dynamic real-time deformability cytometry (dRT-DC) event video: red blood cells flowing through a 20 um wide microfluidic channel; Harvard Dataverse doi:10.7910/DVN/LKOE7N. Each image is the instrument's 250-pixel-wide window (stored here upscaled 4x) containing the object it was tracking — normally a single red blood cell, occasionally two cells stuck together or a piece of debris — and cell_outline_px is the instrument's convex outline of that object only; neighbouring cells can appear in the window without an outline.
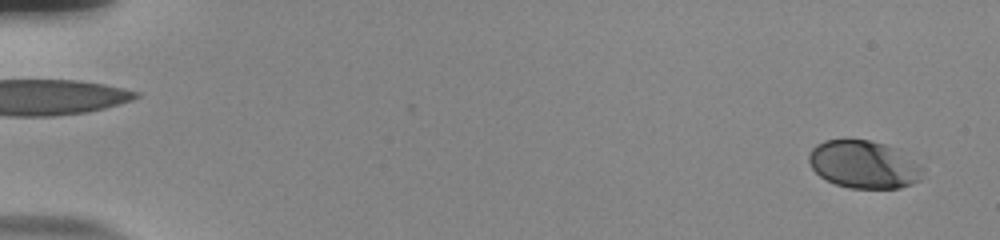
{"species": "human", "species_latin": "Homo sapiens", "temperature_condition": "room temperature", "stored_images_in_passage": 56, "camera_frame_rate_fps": 3000, "um_per_image_px": 0.085, "donor": {"sex": "male"}, "frame": {"image": 1, "passage_image": 3, "time_ms": 0.667, "image_size_px": [1000, 240], "cell_outline_px": [[916, 180], [900, 188], [852, 188], [836, 184], [820, 176], [812, 168], [808, 160], [808, 156], [812, 148], [816, 144], [824, 140], [868, 140], [884, 144], [892, 148]], "centroid_in_image_um": [73.05, 13.97], "position_along_channel_um": 11.9, "area_um2": 28.84}}
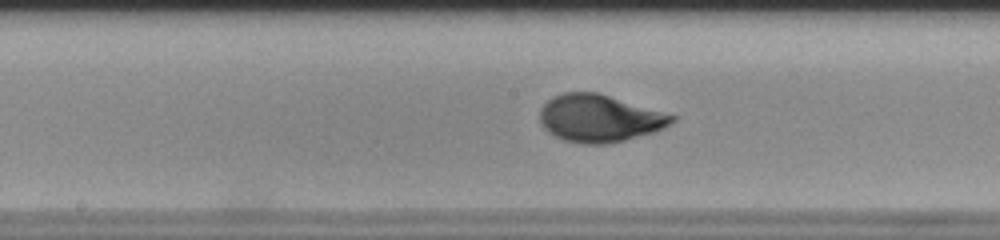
{"frame": {"image": 2, "passage_image": 31, "time_ms": 10.0, "image_size_px": [1000, 240], "cell_outline_px": [[680, 116], [676, 120], [664, 128], [652, 132], [624, 140], [608, 144], [584, 144], [564, 140], [548, 132], [544, 128], [540, 120], [540, 108], [552, 96], [564, 92], [600, 92]], "centroid_in_image_um": [50.99, 10.03], "position_along_channel_um": 197.2, "area_um2": 36.88}}
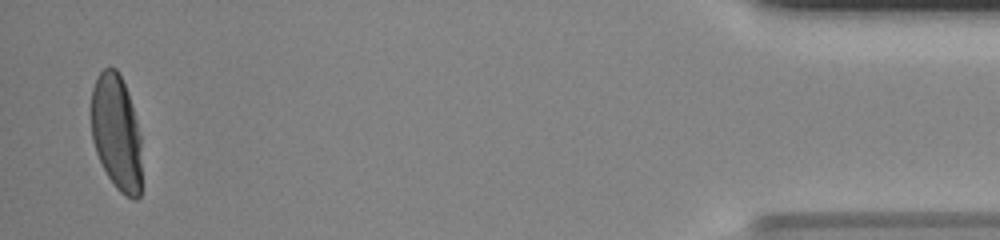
{"frame": {"image": 3, "passage_image": 55, "time_ms": 18.0, "image_size_px": [1000, 240], "cell_outline_px": [[140, 196], [136, 200], [120, 192], [116, 188], [108, 176], [96, 152], [92, 140], [92, 88], [100, 72], [104, 68], [116, 68], [124, 84], [132, 108], [140, 136]], "centroid_in_image_um": [9.88, 11.28], "position_along_channel_um": 425.3, "area_um2": 33.29}, "authors_computed_cell_mechanics": {"area_um2": 34.6511, "velocity_mm_per_s": 3.7753, "shape_relaxation_time_tau1_ms": 3.4373, "shape_relaxation_time_tau2_ms": null, "deformation_change_tau1": 0.1706, "deformation_change_tau2": null}}